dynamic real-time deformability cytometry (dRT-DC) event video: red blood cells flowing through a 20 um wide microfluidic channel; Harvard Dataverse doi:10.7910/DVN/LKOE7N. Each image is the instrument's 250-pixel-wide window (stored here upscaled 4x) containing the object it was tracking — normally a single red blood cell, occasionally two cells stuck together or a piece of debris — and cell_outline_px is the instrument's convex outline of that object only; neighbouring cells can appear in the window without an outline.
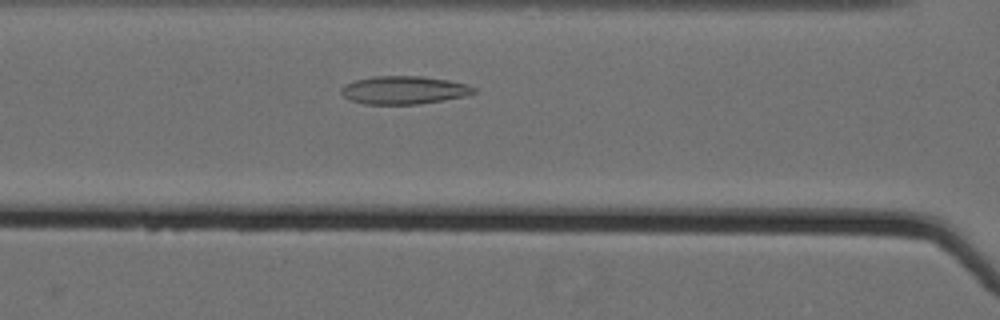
{"species": "Egyptian fruit bat (a non-hibernating species)", "species_latin": "Rousettus aegyptiacus", "temperature_condition": "cold", "stored_images_in_passage": 17, "camera_frame_rate_fps": 3000, "um_per_image_px": 0.085, "animal": {"sex": "female"}, "frame": {"image": 1, "passage_image": 12, "time_ms": 3.667, "image_size_px": [1000, 320], "cell_outline_px": [[476, 92], [464, 96], [444, 100], [416, 104], [364, 104], [348, 100], [340, 92], [340, 88], [344, 84], [356, 80], [372, 76], [420, 76], [448, 80], [468, 84], [476, 88]], "centroid_in_image_um": [34.3, 7.65], "position_along_channel_um": 132.3, "area_um2": 21.79}}
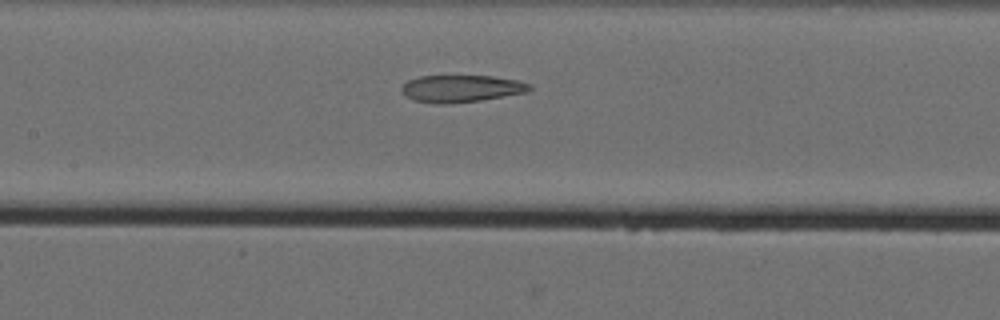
{"frame": {"image": 2, "passage_image": 15, "time_ms": 4.667, "image_size_px": [1000, 320], "cell_outline_px": [[532, 88], [528, 92], [480, 100], [452, 104], [440, 104], [412, 100], [400, 88], [408, 80], [420, 76], [492, 76], [516, 80], [528, 84]], "centroid_in_image_um": [39.2, 7.53], "position_along_channel_um": 168.2, "area_um2": 20.06}}